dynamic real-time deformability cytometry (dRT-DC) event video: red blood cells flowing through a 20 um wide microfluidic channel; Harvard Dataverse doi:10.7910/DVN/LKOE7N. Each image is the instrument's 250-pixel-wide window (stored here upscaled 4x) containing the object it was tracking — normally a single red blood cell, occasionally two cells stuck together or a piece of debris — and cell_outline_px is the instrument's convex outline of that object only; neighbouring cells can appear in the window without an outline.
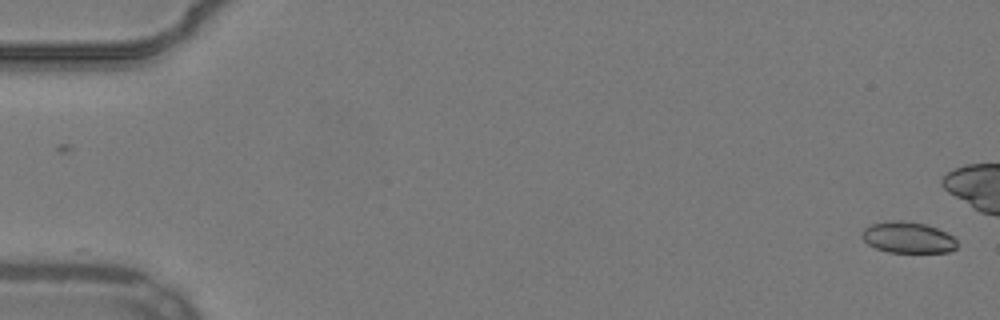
{"species": "common noctule bat (a hibernating species)", "species_latin": "Nyctalus noctula", "temperature_condition": "warm", "stored_images_in_passage": 9, "camera_frame_rate_fps": 3000, "um_per_image_px": 0.085, "animal": {"sex": "male", "body_mass_g": 19.2, "forearm_length_mm": 51.8}, "frame": {"image": 1, "passage_image": 1, "time_ms": 0.0, "image_size_px": [1000, 320], "cell_outline_px": [[956, 248], [948, 252], [888, 252], [876, 248], [868, 244], [864, 240], [860, 232], [864, 228], [872, 224], [892, 220], [900, 220], [924, 224], [936, 228], [952, 236], [956, 240]], "centroid_in_image_um": [77.14, 20.19], "position_along_channel_um": 7.9, "area_um2": 17.11}}